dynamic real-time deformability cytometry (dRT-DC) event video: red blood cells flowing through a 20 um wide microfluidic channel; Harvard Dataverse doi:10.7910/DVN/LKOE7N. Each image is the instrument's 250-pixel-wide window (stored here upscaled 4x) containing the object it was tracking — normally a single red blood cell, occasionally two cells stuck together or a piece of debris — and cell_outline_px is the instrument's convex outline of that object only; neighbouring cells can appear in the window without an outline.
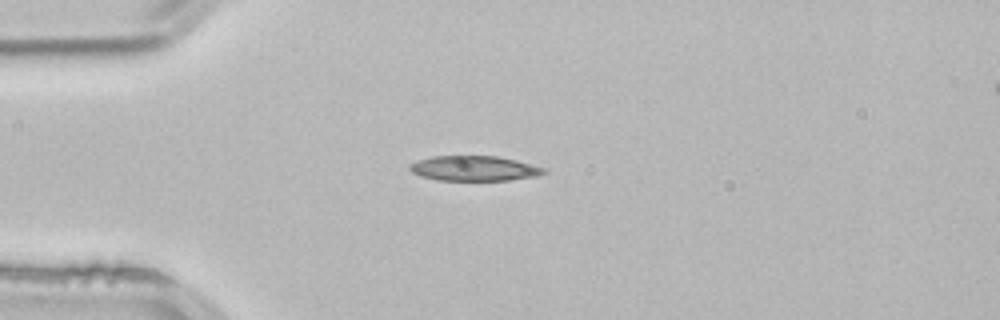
{"species": "common noctule bat (a hibernating species)", "species_latin": "Nyctalus noctula", "temperature_condition": "room temperature", "stored_images_in_passage": 2, "segment_of_instrument_passage": [1, 2], "camera_frame_rate_fps": 3000, "um_per_image_px": 0.085, "animal": {"sex": "male", "body_mass_g": 21.5, "forearm_length_mm": 52.0}, "frame": {"image": 1, "passage_image": 1, "time_ms": 0.0, "image_size_px": [1000, 320], "cell_outline_px": [[548, 172], [536, 176], [508, 180], [436, 180], [420, 176], [412, 172], [408, 168], [412, 164], [420, 160], [432, 156], [496, 156], [516, 160], [544, 168]], "centroid_in_image_um": [40.31, 14.31], "position_along_channel_um": 44.7, "area_um2": 19.36}}